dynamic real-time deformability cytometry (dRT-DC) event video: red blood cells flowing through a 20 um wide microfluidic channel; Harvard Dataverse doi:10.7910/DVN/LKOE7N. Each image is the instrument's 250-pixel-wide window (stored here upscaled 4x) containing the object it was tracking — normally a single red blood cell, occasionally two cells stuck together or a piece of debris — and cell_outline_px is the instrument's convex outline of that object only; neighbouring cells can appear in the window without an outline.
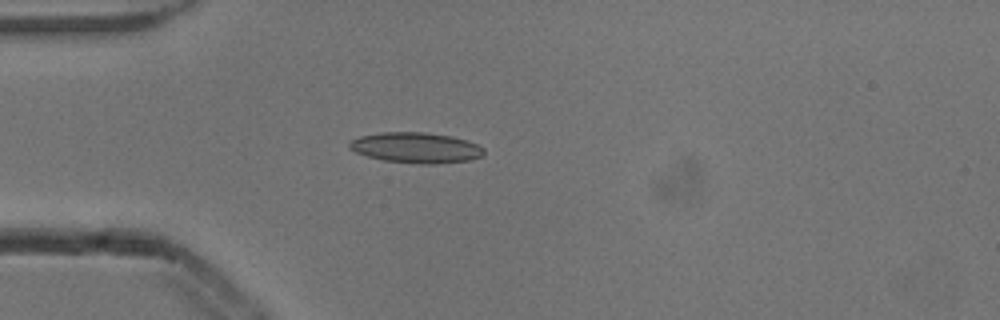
{"species": "common noctule bat (a hibernating species)", "species_latin": "Nyctalus noctula", "temperature_condition": "cold", "stored_images_in_passage": 5, "camera_frame_rate_fps": 3000, "um_per_image_px": 0.085, "animal": {"sex": "male", "body_mass_g": 13.3}, "frame": {"image": 1, "passage_image": 4, "time_ms": 1.0, "image_size_px": [1000, 320], "cell_outline_px": [[484, 156], [468, 160], [436, 164], [420, 164], [384, 160], [368, 156], [356, 152], [348, 148], [348, 144], [352, 140], [360, 136], [380, 132], [424, 132], [452, 136], [476, 144], [484, 148]], "centroid_in_image_um": [35.36, 12.55], "position_along_channel_um": 49.6, "area_um2": 23.87}}